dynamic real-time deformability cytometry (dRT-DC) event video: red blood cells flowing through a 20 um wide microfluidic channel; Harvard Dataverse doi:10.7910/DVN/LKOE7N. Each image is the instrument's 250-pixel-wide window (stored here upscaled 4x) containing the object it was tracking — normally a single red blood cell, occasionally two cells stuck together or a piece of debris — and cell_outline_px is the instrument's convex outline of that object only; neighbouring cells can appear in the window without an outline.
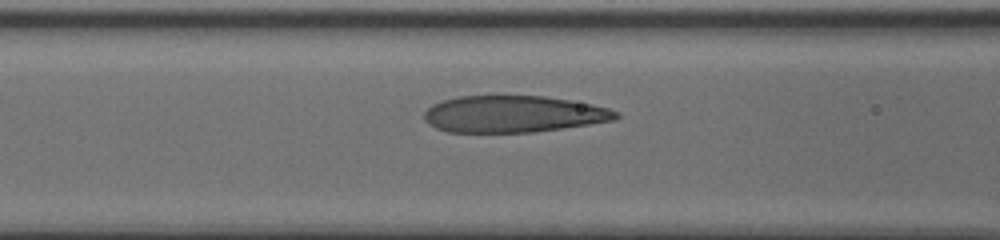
{"species": "human", "species_latin": "Homo sapiens", "temperature_condition": "cold", "stored_images_in_passage": 12, "camera_frame_rate_fps": 3000, "um_per_image_px": 0.085, "donor": {"sex": "male"}, "frame": {"image": 1, "passage_image": 11, "time_ms": 3.333, "image_size_px": [1000, 240], "cell_outline_px": [[620, 116], [616, 120], [532, 132], [448, 132], [436, 128], [428, 124], [424, 120], [424, 112], [432, 104], [444, 100], [460, 96], [544, 96], [592, 104], [608, 108], [620, 112]], "centroid_in_image_um": [43.63, 9.69], "position_along_channel_um": 123.0, "area_um2": 40.92}}